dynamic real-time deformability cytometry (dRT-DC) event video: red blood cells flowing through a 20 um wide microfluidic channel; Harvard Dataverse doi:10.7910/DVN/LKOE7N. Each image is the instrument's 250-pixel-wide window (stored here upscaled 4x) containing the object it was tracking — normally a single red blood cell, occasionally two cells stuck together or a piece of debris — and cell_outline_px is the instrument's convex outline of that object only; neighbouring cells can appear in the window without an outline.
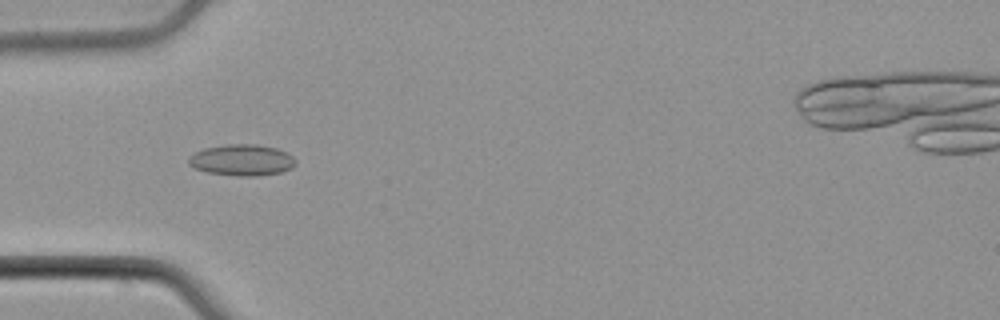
{"species": "common noctule bat (a hibernating species)", "species_latin": "Nyctalus noctula", "temperature_condition": "cold", "stored_images_in_passage": 56, "camera_frame_rate_fps": 3000, "um_per_image_px": 0.085, "animal": {"sex": "male", "body_mass_g": 21.5, "forearm_length_mm": 52.0}, "frame": {"image": 1, "passage_image": 18, "time_ms": 5.667, "image_size_px": [1000, 320], "cell_outline_px": [[296, 164], [292, 168], [280, 172], [256, 176], [236, 176], [208, 172], [192, 168], [188, 164], [188, 156], [204, 148], [224, 144], [256, 144], [276, 148], [292, 156], [296, 160]], "centroid_in_image_um": [20.53, 13.6], "position_along_channel_um": 64.5, "area_um2": 19.59}}
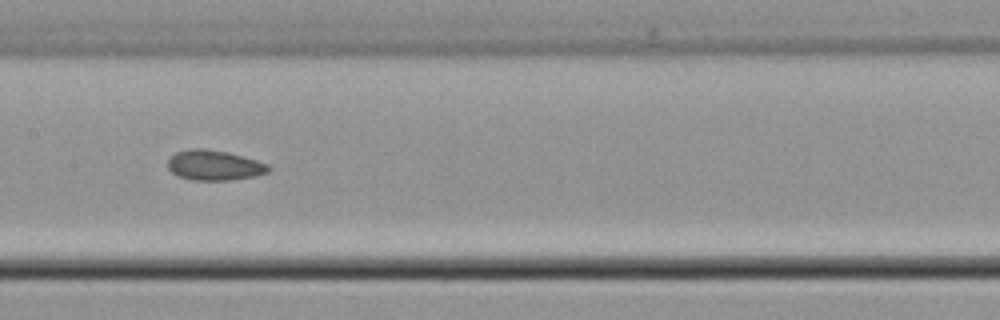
{"frame": {"image": 2, "passage_image": 28, "time_ms": 9.0, "image_size_px": [1000, 320], "cell_outline_px": [[272, 168], [268, 172], [256, 176], [232, 180], [192, 180], [176, 176], [168, 168], [168, 160], [176, 152], [188, 148], [208, 148], [228, 152], [256, 160], [268, 164]], "centroid_in_image_um": [18.21, 14.04], "position_along_channel_um": 189.2, "area_um2": 17.92}}
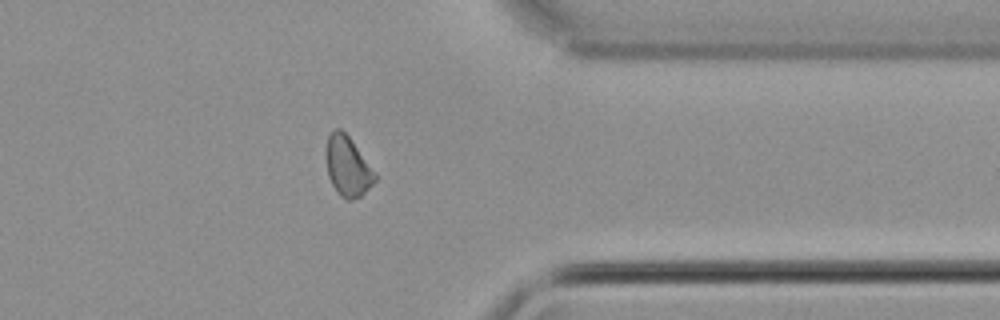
{"frame": {"image": 3, "passage_image": 44, "time_ms": 14.333, "image_size_px": [1000, 320], "cell_outline_px": [[376, 180], [360, 196], [352, 200], [348, 200], [340, 196], [332, 184], [328, 176], [324, 152], [328, 136], [336, 128], [340, 128], [348, 136], [376, 176]], "centroid_in_image_um": [29.48, 14.15], "position_along_channel_um": 381.9, "area_um2": 16.65}, "authors_computed_cell_mechanics": {"area_um2": 17.8024, "velocity_mm_per_s": 3.7968, "shape_relaxation_time_tau1_ms": null, "shape_relaxation_time_tau2_ms": 3.7797, "deformation_change_tau1": null, "deformation_change_tau2": 0.0979}}